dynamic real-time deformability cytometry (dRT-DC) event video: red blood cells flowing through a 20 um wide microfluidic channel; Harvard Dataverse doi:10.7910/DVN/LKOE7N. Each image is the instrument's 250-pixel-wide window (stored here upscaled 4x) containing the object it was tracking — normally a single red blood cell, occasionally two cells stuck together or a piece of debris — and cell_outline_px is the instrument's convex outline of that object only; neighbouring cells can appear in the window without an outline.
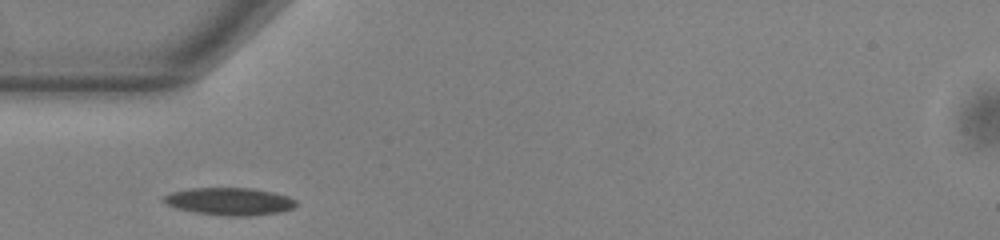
{"species": "common noctule bat (a hibernating species)", "species_latin": "Nyctalus noctula", "temperature_condition": "warm", "stored_images_in_passage": 30, "camera_frame_rate_fps": 3000, "um_per_image_px": 0.085, "animal": {"sex": "male", "body_mass_g": 13.0, "forearm_length_mm": 53.1}, "frame": {"image": 1, "passage_image": 1, "time_ms": 0.0, "image_size_px": [1000, 240], "cell_outline_px": [[296, 204], [292, 208], [280, 212], [248, 216], [224, 216], [196, 212], [176, 208], [164, 204], [164, 196], [172, 192], [192, 188], [252, 188], [272, 192], [288, 196], [296, 200]], "centroid_in_image_um": [19.51, 17.12], "position_along_channel_um": 65.5, "area_um2": 21.1}}
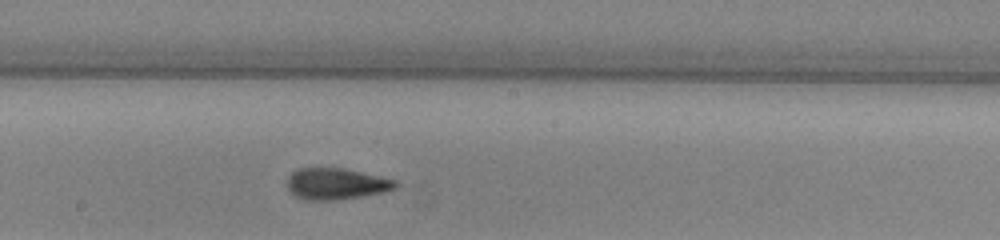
{"frame": {"image": 2, "passage_image": 13, "time_ms": 4.0, "image_size_px": [1000, 240], "cell_outline_px": [[400, 184], [396, 188], [384, 192], [340, 200], [308, 200], [296, 196], [288, 192], [288, 176], [296, 168], [344, 168], [396, 180]], "centroid_in_image_um": [28.57, 15.63], "position_along_channel_um": 219.6, "area_um2": 19.94}}
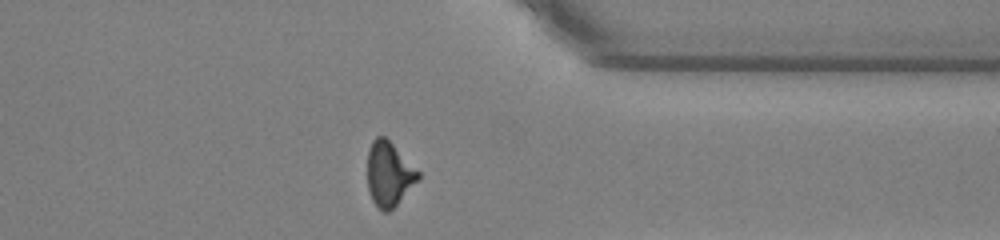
{"frame": {"image": 3, "passage_image": 26, "time_ms": 8.333, "image_size_px": [1000, 240], "cell_outline_px": [[420, 176], [396, 204], [388, 212], [384, 212], [372, 200], [368, 188], [368, 152], [372, 140], [376, 136], [384, 136], [420, 172]], "centroid_in_image_um": [33.04, 14.77], "position_along_channel_um": 378.4, "area_um2": 18.44}, "authors_computed_cell_mechanics": {"area_um2": 19.4497, "velocity_mm_per_s": 3.8664, "shape_relaxation_time_tau1_ms": 5.9171, "shape_relaxation_time_tau2_ms": 1.5617, "deformation_change_tau1": 0.2167, "deformation_change_tau2": 0.0894}}